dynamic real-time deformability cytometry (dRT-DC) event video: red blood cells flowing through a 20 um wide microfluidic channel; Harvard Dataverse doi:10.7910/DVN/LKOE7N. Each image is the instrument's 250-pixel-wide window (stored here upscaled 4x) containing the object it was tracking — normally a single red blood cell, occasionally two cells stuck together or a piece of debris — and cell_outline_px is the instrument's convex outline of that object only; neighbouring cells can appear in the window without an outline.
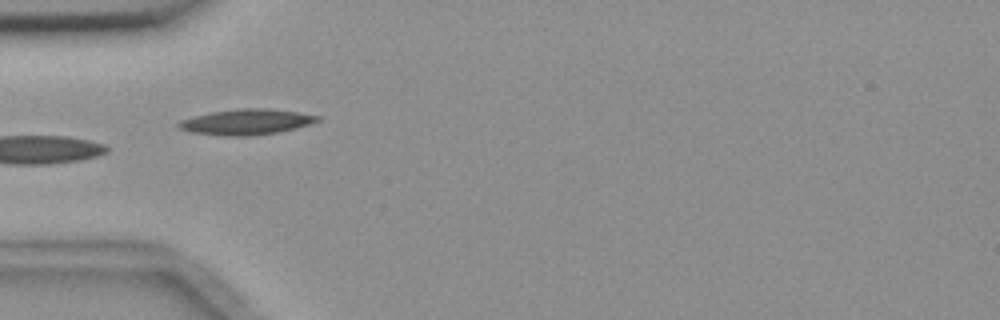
{"species": "common noctule bat (a hibernating species)", "species_latin": "Nyctalus noctula", "temperature_condition": "room temperature", "stored_images_in_passage": 5, "camera_frame_rate_fps": 3000, "um_per_image_px": 0.085, "animal": {"sex": "female", "body_mass_g": 18.4}, "frame": {"image": 1, "passage_image": 5, "time_ms": 4.667, "image_size_px": [1000, 320], "cell_outline_px": [[320, 120], [296, 128], [280, 132], [252, 136], [224, 136], [188, 132], [176, 128], [176, 124], [180, 120], [192, 116], [208, 112], [236, 108], [268, 108], [296, 112], [320, 116]], "centroid_in_image_um": [20.85, 10.36], "position_along_channel_um": 64.1, "area_um2": 21.1}}